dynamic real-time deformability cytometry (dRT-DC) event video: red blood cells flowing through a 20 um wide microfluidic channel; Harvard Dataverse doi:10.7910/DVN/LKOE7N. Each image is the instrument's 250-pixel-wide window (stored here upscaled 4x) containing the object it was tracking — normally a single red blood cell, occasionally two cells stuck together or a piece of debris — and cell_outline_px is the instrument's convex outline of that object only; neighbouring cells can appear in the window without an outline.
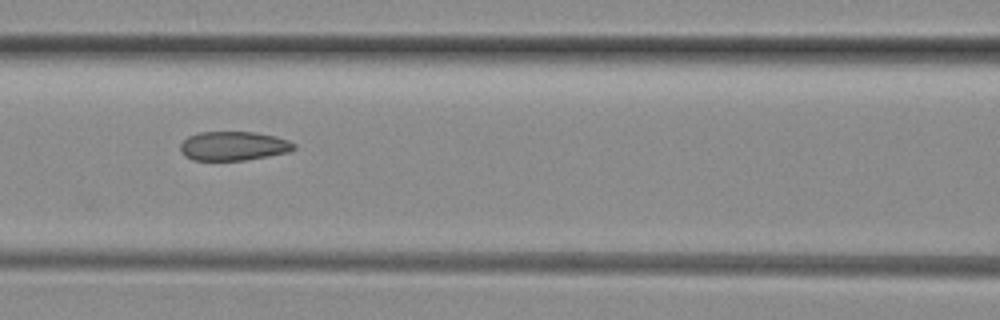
{"species": "common noctule bat (a hibernating species)", "species_latin": "Nyctalus noctula", "temperature_condition": "room temperature", "stored_images_in_passage": 5, "camera_frame_rate_fps": 3000, "um_per_image_px": 0.085, "animal": {"sex": "female", "body_mass_g": 29.2, "forearm_length_mm": 56.3}, "frame": {"image": 1, "passage_image": 3, "time_ms": 0.667, "image_size_px": [1000, 320], "cell_outline_px": [[296, 148], [288, 152], [268, 156], [244, 160], [192, 160], [184, 156], [180, 152], [180, 144], [188, 136], [196, 132], [252, 132], [276, 136], [288, 140], [296, 144]], "centroid_in_image_um": [19.82, 12.4], "position_along_channel_um": 146.8, "area_um2": 19.36}}
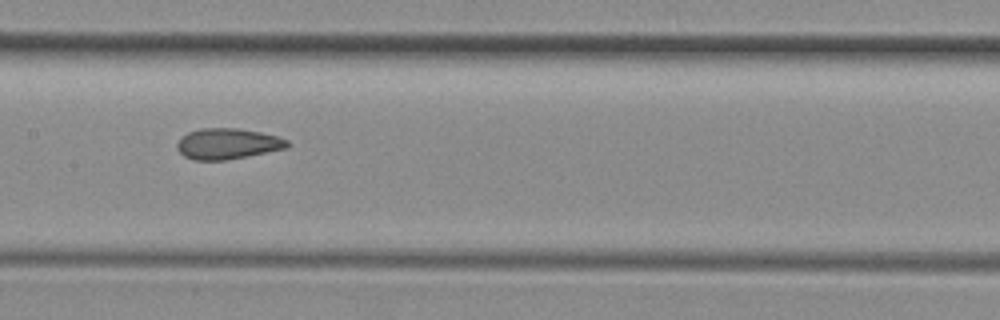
{"frame": {"image": 2, "passage_image": 4, "time_ms": 1.0, "image_size_px": [1000, 320], "cell_outline_px": [[288, 148], [228, 160], [192, 160], [184, 156], [176, 148], [176, 144], [188, 132], [200, 128], [236, 128], [260, 132], [276, 136], [288, 140]], "centroid_in_image_um": [19.34, 12.23], "position_along_channel_um": 188.1, "area_um2": 19.77}}
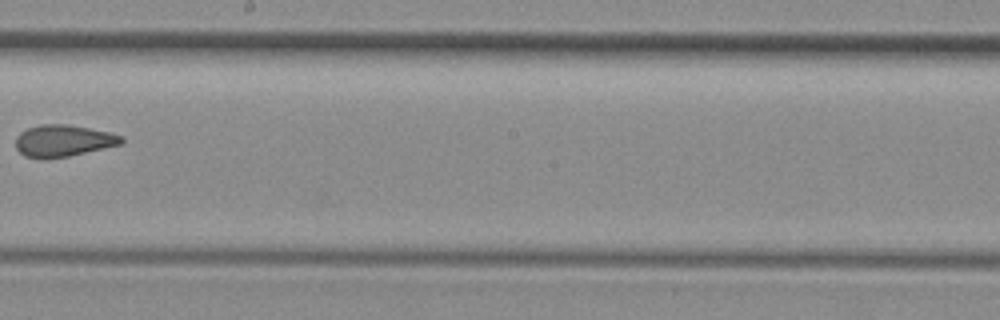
{"frame": {"image": 3, "passage_image": 5, "time_ms": 1.333, "image_size_px": [1000, 320], "cell_outline_px": [[124, 140], [120, 144], [68, 156], [24, 156], [16, 148], [16, 136], [20, 132], [28, 128], [40, 124], [68, 124], [108, 132], [124, 136]], "centroid_in_image_um": [5.38, 11.92], "position_along_channel_um": 242.8, "area_um2": 18.96}}